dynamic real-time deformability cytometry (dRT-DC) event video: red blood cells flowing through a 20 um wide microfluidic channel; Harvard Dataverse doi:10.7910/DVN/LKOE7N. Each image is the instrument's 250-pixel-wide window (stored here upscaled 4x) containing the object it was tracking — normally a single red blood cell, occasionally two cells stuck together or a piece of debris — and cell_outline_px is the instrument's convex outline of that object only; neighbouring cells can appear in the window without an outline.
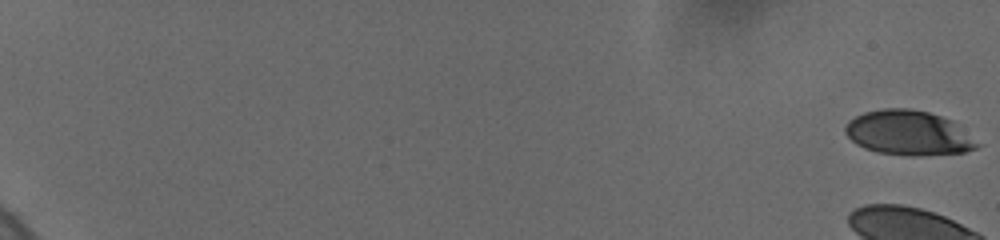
{"species": "human", "species_latin": "Homo sapiens", "temperature_condition": "cold", "stored_images_in_passage": 30, "camera_frame_rate_fps": 3000, "um_per_image_px": 0.085, "donor": {"sex": "female"}, "frame": {"image": 1, "passage_image": 1, "time_ms": 0.0, "image_size_px": [1000, 240], "cell_outline_px": [[984, 144], [976, 148], [964, 152], [920, 156], [908, 156], [876, 152], [864, 148], [856, 144], [844, 132], [844, 128], [848, 120], [864, 112], [884, 108], [912, 108], [928, 112], [952, 120]], "centroid_in_image_um": [77.25, 11.3], "position_along_channel_um": 7.7, "area_um2": 34.85}}